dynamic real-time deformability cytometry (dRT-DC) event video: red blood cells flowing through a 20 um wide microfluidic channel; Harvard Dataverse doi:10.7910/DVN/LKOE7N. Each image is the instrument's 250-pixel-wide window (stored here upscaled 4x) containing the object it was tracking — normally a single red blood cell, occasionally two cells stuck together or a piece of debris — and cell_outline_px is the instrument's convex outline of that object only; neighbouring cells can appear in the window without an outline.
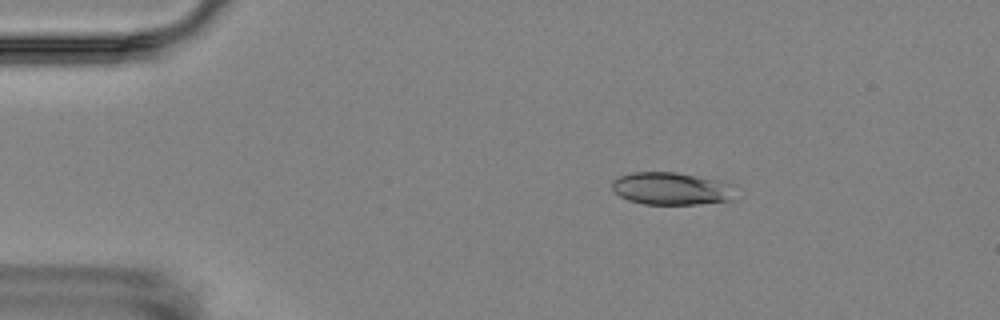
{"species": "Egyptian fruit bat (a non-hibernating species)", "species_latin": "Rousettus aegyptiacus", "temperature_condition": "room temperature", "stored_images_in_passage": 5, "camera_frame_rate_fps": 3000, "um_per_image_px": 0.085, "animal": {"sex": "female"}, "frame": {"image": 1, "passage_image": 3, "time_ms": 2.333, "image_size_px": [1000, 320], "cell_outline_px": [[732, 200], [696, 204], [644, 204], [628, 200], [620, 196], [612, 188], [612, 180], [620, 176], [632, 172], [676, 172], [716, 180], [732, 184]], "centroid_in_image_um": [57.02, 16.03], "position_along_channel_um": 28.0, "area_um2": 23.12}}